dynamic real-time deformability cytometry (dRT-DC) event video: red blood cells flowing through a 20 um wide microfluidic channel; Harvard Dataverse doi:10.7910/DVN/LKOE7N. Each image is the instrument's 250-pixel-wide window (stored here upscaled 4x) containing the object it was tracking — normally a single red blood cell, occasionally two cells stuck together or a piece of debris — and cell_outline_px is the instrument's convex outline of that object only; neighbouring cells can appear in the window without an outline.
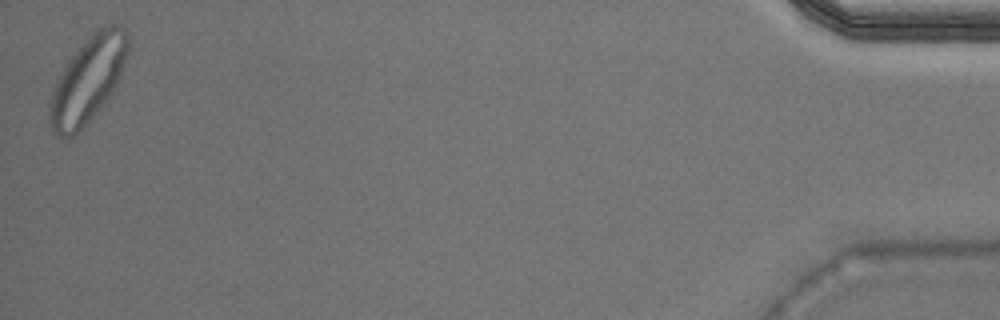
{"species": "Egyptian fruit bat (a non-hibernating species)", "species_latin": "Rousettus aegyptiacus", "temperature_condition": "warm", "stored_images_in_passage": 31, "camera_frame_rate_fps": 3000, "um_per_image_px": 0.085, "animal": {"sex": "male"}, "frame": {"image": 1, "passage_image": 31, "time_ms": 10.0, "image_size_px": [1000, 320], "cell_outline_px": [[128, 52], [120, 76], [112, 92], [104, 104], [72, 136], [60, 136], [52, 132], [48, 120], [48, 104], [52, 92], [68, 60], [100, 28], [112, 24], [124, 28], [128, 36]], "centroid_in_image_um": [7.46, 6.82], "position_along_channel_um": 427.7, "area_um2": 37.92}}